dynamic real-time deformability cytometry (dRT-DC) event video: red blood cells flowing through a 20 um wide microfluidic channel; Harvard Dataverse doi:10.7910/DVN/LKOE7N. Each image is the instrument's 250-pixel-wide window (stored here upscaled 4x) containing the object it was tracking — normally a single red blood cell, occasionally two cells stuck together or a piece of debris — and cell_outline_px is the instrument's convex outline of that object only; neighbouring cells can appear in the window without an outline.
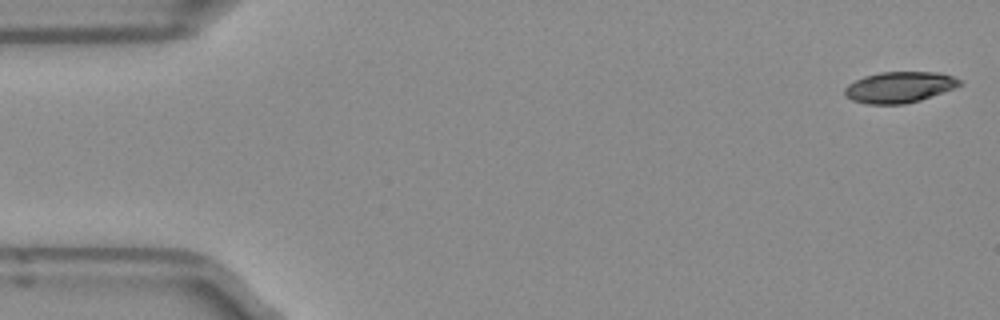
{"species": "Egyptian fruit bat (a non-hibernating species)", "species_latin": "Rousettus aegyptiacus", "temperature_condition": "room temperature", "stored_images_in_passage": 8, "camera_frame_rate_fps": 3000, "um_per_image_px": 0.085, "frame": {"image": 1, "passage_image": 1, "time_ms": 0.0, "image_size_px": [1000, 320], "cell_outline_px": [[964, 84], [920, 100], [904, 104], [868, 104], [852, 100], [844, 92], [844, 88], [848, 84], [864, 76], [880, 72], [936, 72], [952, 76], [960, 80]], "centroid_in_image_um": [76.44, 7.41], "position_along_channel_um": 8.6, "area_um2": 20.58}}